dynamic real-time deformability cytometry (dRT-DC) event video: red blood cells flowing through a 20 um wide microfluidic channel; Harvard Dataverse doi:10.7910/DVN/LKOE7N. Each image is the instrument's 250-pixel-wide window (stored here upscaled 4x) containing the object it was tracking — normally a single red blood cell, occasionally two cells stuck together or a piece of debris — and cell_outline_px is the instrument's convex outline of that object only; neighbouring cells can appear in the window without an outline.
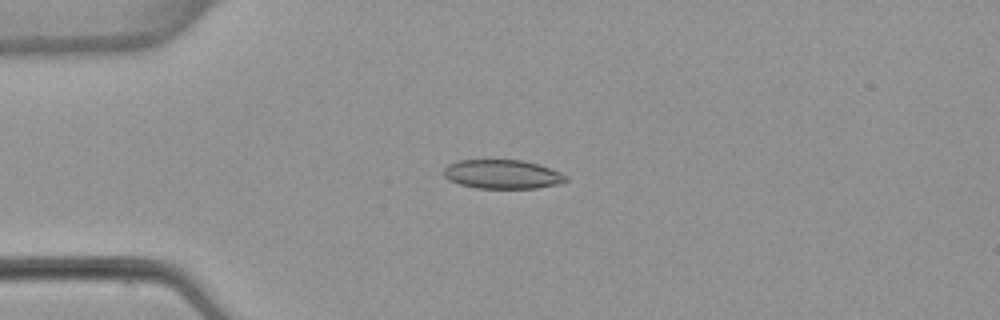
{"species": "common noctule bat (a hibernating species)", "species_latin": "Nyctalus noctula", "temperature_condition": "warm", "stored_images_in_passage": 4, "camera_frame_rate_fps": 3000, "um_per_image_px": 0.085, "animal": {"sex": "female", "body_mass_g": 22.7, "forearm_length_mm": 54.2}, "frame": {"image": 1, "passage_image": 3, "time_ms": 2.333, "image_size_px": [1000, 320], "cell_outline_px": [[568, 180], [560, 184], [536, 188], [476, 188], [460, 184], [448, 180], [444, 176], [444, 168], [448, 164], [456, 160], [524, 160], [560, 172], [568, 176]], "centroid_in_image_um": [42.69, 14.81], "position_along_channel_um": 42.3, "area_um2": 20.69}}